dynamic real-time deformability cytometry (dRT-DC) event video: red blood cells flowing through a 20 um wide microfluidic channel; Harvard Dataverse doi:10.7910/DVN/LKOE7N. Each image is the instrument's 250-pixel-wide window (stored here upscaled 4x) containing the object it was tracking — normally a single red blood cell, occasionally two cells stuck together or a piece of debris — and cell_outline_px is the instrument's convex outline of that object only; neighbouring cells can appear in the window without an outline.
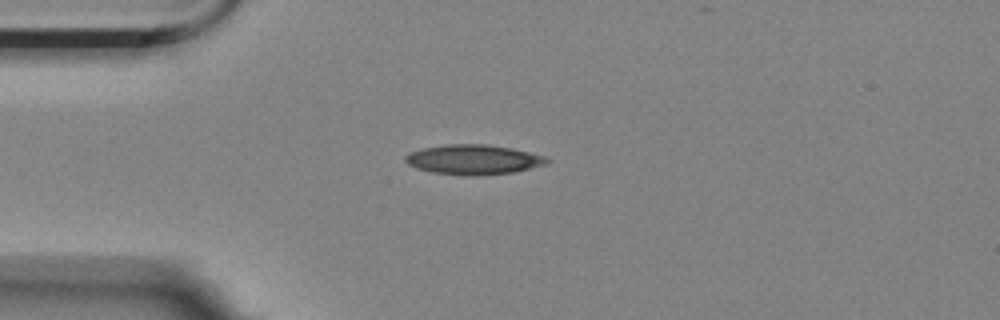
{"species": "Egyptian fruit bat (a non-hibernating species)", "species_latin": "Rousettus aegyptiacus", "temperature_condition": "room temperature", "stored_images_in_passage": 6, "camera_frame_rate_fps": 3000, "um_per_image_px": 0.085, "animal": {"sex": "female"}, "frame": {"image": 1, "passage_image": 1, "time_ms": 0.0, "image_size_px": [1000, 320], "cell_outline_px": [[552, 160], [548, 164], [512, 172], [476, 176], [468, 176], [432, 172], [416, 168], [408, 164], [404, 160], [404, 156], [412, 152], [424, 148], [448, 144], [484, 144], [512, 148], [544, 156]], "centroid_in_image_um": [40.26, 13.57], "position_along_channel_um": 44.7, "area_um2": 24.51}}
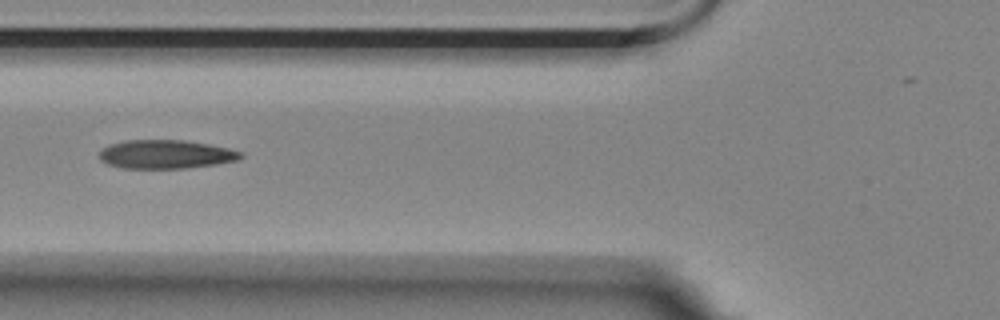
{"frame": {"image": 2, "passage_image": 3, "time_ms": 0.667, "image_size_px": [1000, 320], "cell_outline_px": [[244, 156], [236, 160], [216, 164], [188, 168], [124, 168], [108, 164], [100, 160], [100, 152], [108, 144], [124, 140], [184, 140], [208, 144], [228, 148], [244, 152]], "centroid_in_image_um": [14.1, 13.11], "position_along_channel_um": 111.7, "area_um2": 23.64}}
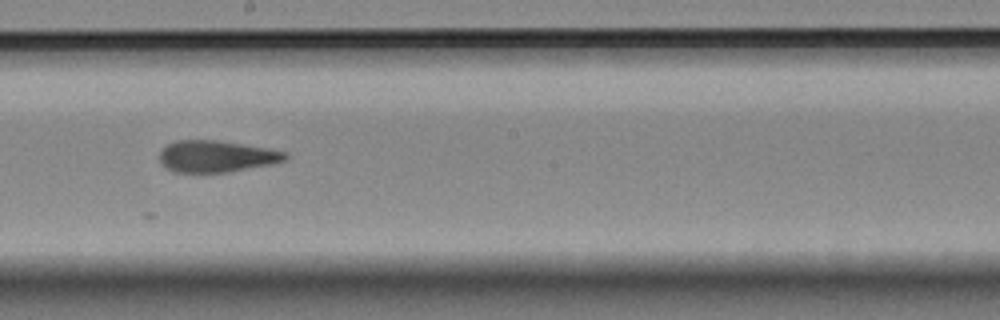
{"frame": {"image": 3, "passage_image": 6, "time_ms": 1.667, "image_size_px": [1000, 320], "cell_outline_px": [[288, 156], [284, 160], [268, 164], [228, 172], [172, 172], [160, 160], [160, 152], [168, 144], [176, 140], [216, 140], [268, 148], [284, 152]], "centroid_in_image_um": [18.36, 13.28], "position_along_channel_um": 229.8, "area_um2": 22.72}}